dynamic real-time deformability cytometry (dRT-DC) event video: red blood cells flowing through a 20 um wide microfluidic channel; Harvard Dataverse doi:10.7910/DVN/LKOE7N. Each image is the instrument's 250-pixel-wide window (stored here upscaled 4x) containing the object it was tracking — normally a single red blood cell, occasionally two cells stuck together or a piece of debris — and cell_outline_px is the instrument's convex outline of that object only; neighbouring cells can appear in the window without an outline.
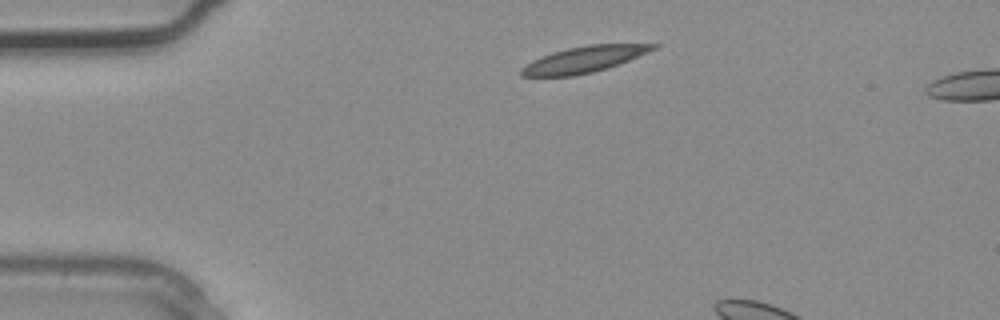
{"species": "common noctule bat (a hibernating species)", "species_latin": "Nyctalus noctula", "temperature_condition": "warm", "stored_images_in_passage": 2, "camera_frame_rate_fps": 3000, "um_per_image_px": 0.085, "animal": {"sex": "male", "body_mass_g": 20.4}, "frame": {"image": 1, "passage_image": 1, "time_ms": 0.0, "image_size_px": [1000, 320], "cell_outline_px": [[660, 44], [656, 48], [648, 52], [608, 68], [592, 72], [572, 76], [520, 76], [520, 68], [532, 60], [540, 56], [552, 52], [568, 48], [588, 44]], "centroid_in_image_um": [49.6, 5.05], "position_along_channel_um": 35.4, "area_um2": 20.0}}